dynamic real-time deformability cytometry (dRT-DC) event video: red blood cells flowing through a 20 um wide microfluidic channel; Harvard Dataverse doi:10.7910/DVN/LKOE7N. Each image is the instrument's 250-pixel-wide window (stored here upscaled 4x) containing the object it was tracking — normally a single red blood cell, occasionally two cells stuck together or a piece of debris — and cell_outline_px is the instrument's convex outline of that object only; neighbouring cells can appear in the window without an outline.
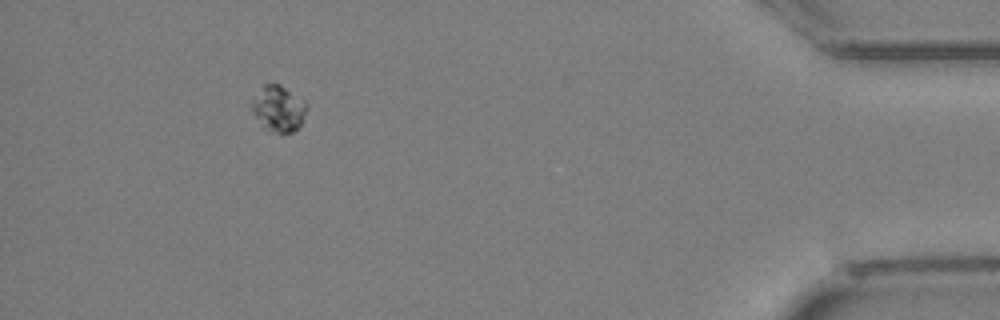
{"species": "Egyptian fruit bat (a non-hibernating species)", "species_latin": "Rousettus aegyptiacus", "temperature_condition": "cold", "stored_images_in_passage": 36, "segment_of_instrument_passage": [2, 2], "camera_frame_rate_fps": 3000, "um_per_image_px": 0.085, "animal": {"sex": "female"}, "frame": {"image": 1, "passage_image": 36, "time_ms": 11.667, "image_size_px": [1000, 320], "cell_outline_px": [[308, 104], [300, 124], [292, 132], [276, 132], [268, 128], [252, 112], [252, 100], [264, 84], [280, 84], [304, 100]], "centroid_in_image_um": [23.69, 9.18], "position_along_channel_um": 411.5, "area_um2": 14.05}}